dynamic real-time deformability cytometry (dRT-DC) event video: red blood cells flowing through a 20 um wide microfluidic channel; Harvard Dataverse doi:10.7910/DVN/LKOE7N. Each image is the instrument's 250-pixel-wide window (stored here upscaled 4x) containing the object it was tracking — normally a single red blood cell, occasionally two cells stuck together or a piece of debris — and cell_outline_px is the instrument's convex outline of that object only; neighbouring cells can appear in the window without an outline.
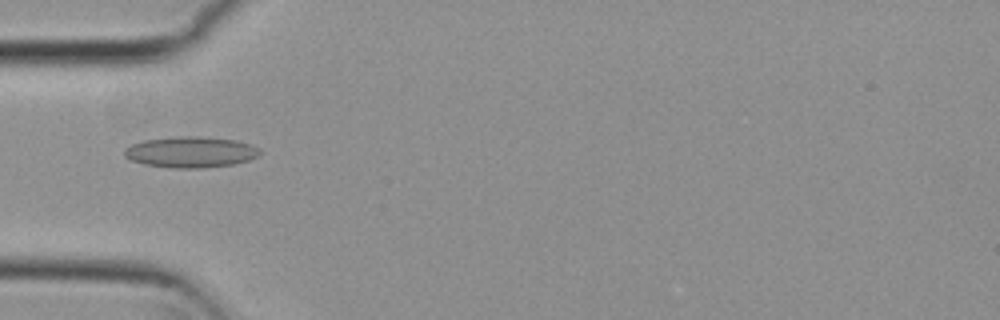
{"species": "common noctule bat (a hibernating species)", "species_latin": "Nyctalus noctula", "temperature_condition": "cold", "stored_images_in_passage": 50, "camera_frame_rate_fps": 3000, "um_per_image_px": 0.085, "animal": {"sex": "female", "body_mass_g": 29.2, "forearm_length_mm": 56.3}, "frame": {"image": 1, "passage_image": 15, "time_ms": 4.667, "image_size_px": [1000, 320], "cell_outline_px": [[260, 152], [256, 156], [248, 160], [232, 164], [200, 168], [172, 168], [144, 164], [128, 160], [124, 156], [124, 148], [132, 144], [144, 140], [180, 136], [200, 136], [236, 140], [260, 148]], "centroid_in_image_um": [16.15, 12.92], "position_along_channel_um": 68.8, "area_um2": 24.39}}
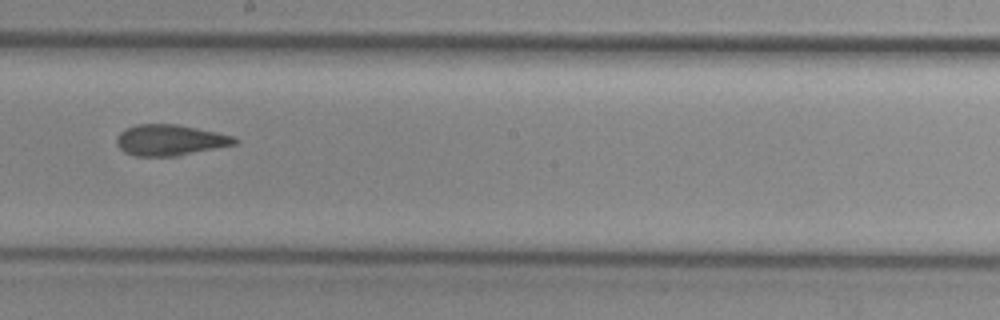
{"frame": {"image": 2, "passage_image": 28, "time_ms": 9.0, "image_size_px": [1000, 320], "cell_outline_px": [[240, 140], [236, 144], [176, 156], [136, 156], [124, 152], [116, 144], [116, 136], [124, 128], [136, 124], [176, 124], [236, 136]], "centroid_in_image_um": [14.44, 11.9], "position_along_channel_um": 233.8, "area_um2": 21.39}}
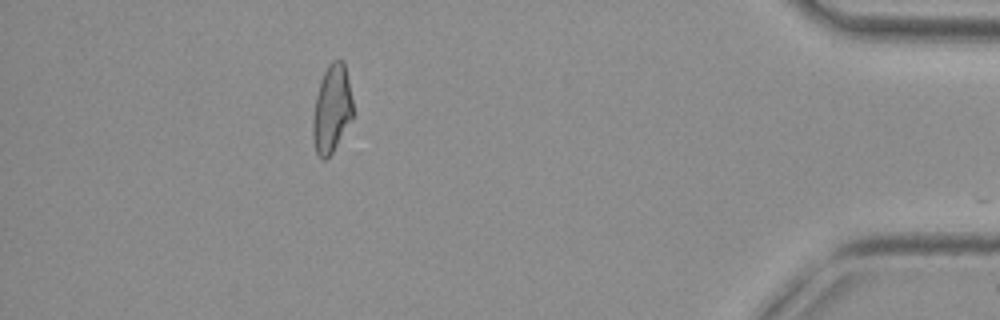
{"frame": {"image": 3, "passage_image": 46, "time_ms": 15.0, "image_size_px": [1000, 320], "cell_outline_px": [[352, 116], [332, 152], [324, 160], [316, 152], [312, 140], [312, 116], [316, 96], [320, 80], [328, 64], [332, 60], [344, 60], [352, 100]], "centroid_in_image_um": [28.16, 9.22], "position_along_channel_um": 407.0, "area_um2": 20.23}, "authors_computed_cell_mechanics": {"area_um2": 21.4727, "velocity_mm_per_s": 3.8008, "shape_relaxation_time_tau1_ms": null, "shape_relaxation_time_tau2_ms": 3.0656, "deformation_change_tau1": null, "deformation_change_tau2": 0.091}}